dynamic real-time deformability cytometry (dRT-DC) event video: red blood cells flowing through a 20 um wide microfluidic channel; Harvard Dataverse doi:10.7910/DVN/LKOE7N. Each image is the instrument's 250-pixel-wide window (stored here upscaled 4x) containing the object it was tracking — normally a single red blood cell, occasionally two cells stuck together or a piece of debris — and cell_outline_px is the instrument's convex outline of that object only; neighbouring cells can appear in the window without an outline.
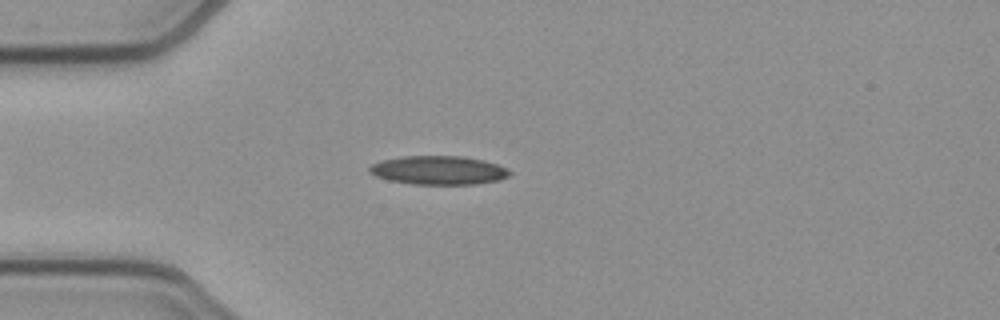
{"species": "common noctule bat (a hibernating species)", "species_latin": "Nyctalus noctula", "temperature_condition": "cold", "stored_images_in_passage": 43, "camera_frame_rate_fps": 3000, "um_per_image_px": 0.085, "animal": {"sex": "female", "body_mass_g": 21.9}, "frame": {"image": 1, "passage_image": 11, "time_ms": 3.333, "image_size_px": [1000, 320], "cell_outline_px": [[512, 172], [508, 176], [500, 180], [476, 184], [412, 184], [388, 180], [376, 176], [368, 172], [368, 168], [372, 164], [384, 160], [404, 156], [464, 156], [484, 160], [508, 168]], "centroid_in_image_um": [37.3, 14.47], "position_along_channel_um": 47.7, "area_um2": 23.52}}
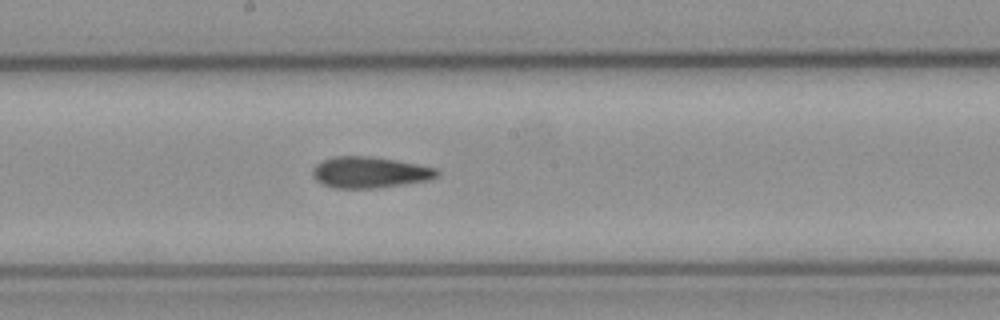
{"frame": {"image": 2, "passage_image": 25, "time_ms": 8.0, "image_size_px": [1000, 320], "cell_outline_px": [[440, 176], [428, 180], [404, 184], [376, 188], [332, 188], [316, 180], [312, 176], [312, 168], [316, 164], [332, 156], [368, 156], [396, 160], [440, 168]], "centroid_in_image_um": [31.46, 14.65], "position_along_channel_um": 216.7, "area_um2": 22.83}}
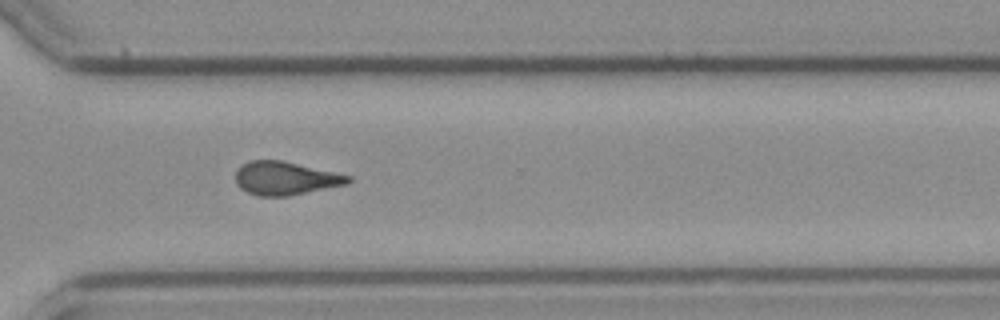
{"frame": {"image": 3, "passage_image": 35, "time_ms": 11.333, "image_size_px": [1000, 320], "cell_outline_px": [[352, 180], [348, 184], [288, 196], [260, 196], [248, 192], [240, 188], [236, 184], [236, 168], [240, 164], [248, 160], [280, 160], [352, 176]], "centroid_in_image_um": [24.23, 15.15], "position_along_channel_um": 346.4, "area_um2": 21.91}, "authors_computed_cell_mechanics": {"area_um2": 22.4842, "velocity_mm_per_s": 3.8985, "shape_relaxation_time_tau1_ms": null, "shape_relaxation_time_tau2_ms": 3.9906, "deformation_change_tau1": null, "deformation_change_tau2": 0.1355}}